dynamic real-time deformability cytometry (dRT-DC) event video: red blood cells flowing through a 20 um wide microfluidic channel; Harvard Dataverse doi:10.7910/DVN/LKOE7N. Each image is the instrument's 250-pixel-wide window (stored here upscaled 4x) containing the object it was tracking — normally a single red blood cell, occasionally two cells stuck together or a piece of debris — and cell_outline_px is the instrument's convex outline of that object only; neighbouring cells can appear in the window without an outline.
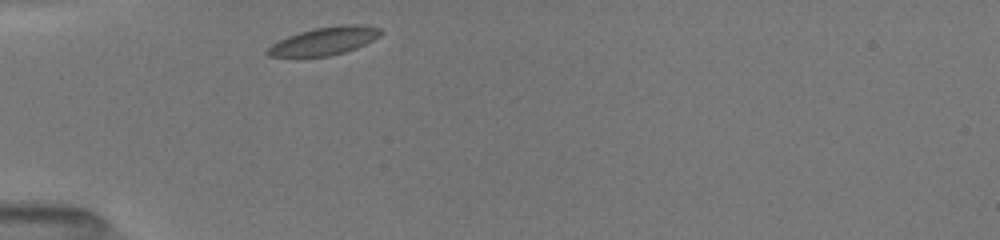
{"species": "common noctule bat (a hibernating species)", "species_latin": "Nyctalus noctula", "temperature_condition": "room temperature", "stored_images_in_passage": 30, "camera_frame_rate_fps": 3000, "um_per_image_px": 0.085, "animal": {"sex": "female", "body_mass_g": 19.5, "forearm_length_mm": 54.1}, "frame": {"image": 1, "passage_image": 1, "time_ms": 0.0, "image_size_px": [1000, 240], "cell_outline_px": [[384, 32], [380, 36], [356, 48], [344, 52], [328, 56], [268, 56], [264, 52], [272, 44], [288, 36], [300, 32], [316, 28], [344, 24], [364, 24], [380, 28]], "centroid_in_image_um": [27.61, 3.47], "position_along_channel_um": 57.4, "area_um2": 18.26}}
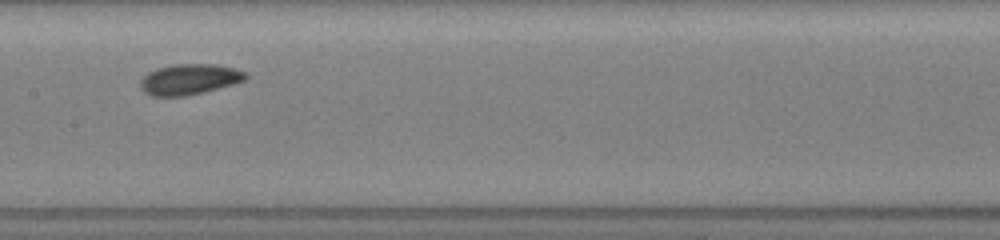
{"frame": {"image": 2, "passage_image": 12, "time_ms": 3.667, "image_size_px": [1000, 240], "cell_outline_px": [[248, 76], [244, 80], [236, 84], [204, 92], [184, 96], [152, 96], [144, 92], [140, 88], [140, 80], [148, 72], [156, 68], [172, 64], [216, 64], [236, 68], [248, 72]], "centroid_in_image_um": [16.12, 6.73], "position_along_channel_um": 191.3, "area_um2": 19.13}}
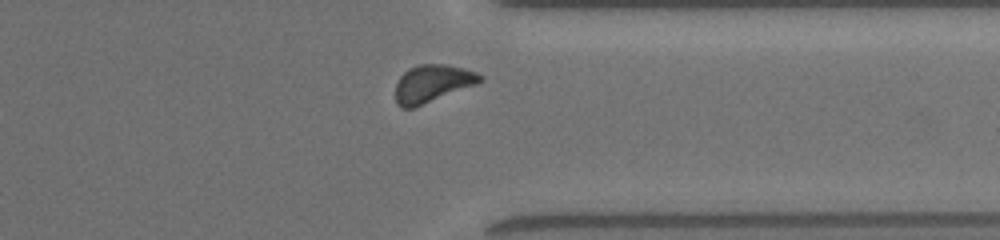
{"frame": {"image": 3, "passage_image": 26, "time_ms": 8.333, "image_size_px": [1000, 240], "cell_outline_px": [[484, 80], [476, 84], [412, 108], [400, 108], [396, 100], [396, 84], [400, 76], [408, 68], [420, 64], [444, 64], [464, 68], [476, 72], [484, 76]], "centroid_in_image_um": [36.75, 7.08], "position_along_channel_um": 374.6, "area_um2": 18.32}, "authors_computed_cell_mechanics": {"area_um2": 17.9758, "velocity_mm_per_s": 3.9469, "shape_relaxation_time_tau1_ms": 1.8663, "shape_relaxation_time_tau2_ms": 4.3702, "deformation_change_tau1": 0.0613, "deformation_change_tau2": 0.0814}}